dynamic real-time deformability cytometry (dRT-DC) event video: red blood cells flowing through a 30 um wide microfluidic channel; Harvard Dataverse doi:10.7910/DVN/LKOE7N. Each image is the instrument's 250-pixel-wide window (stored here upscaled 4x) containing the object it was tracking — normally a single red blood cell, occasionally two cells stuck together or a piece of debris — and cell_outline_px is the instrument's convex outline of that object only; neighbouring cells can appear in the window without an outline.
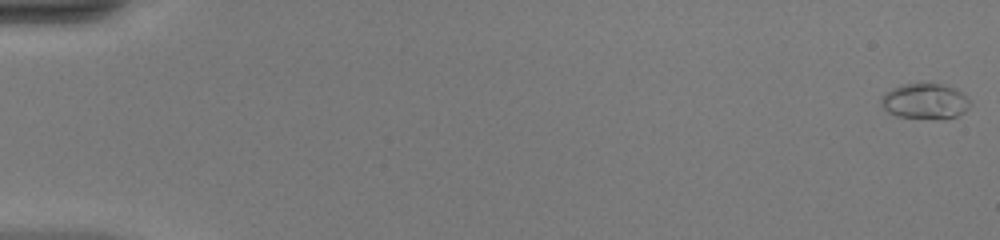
{"species": "common noctule bat (a hibernating species)", "species_latin": "Nyctalus noctula", "temperature_condition": "warm", "stored_images_in_passage": 13, "camera_frame_rate_fps": 3000, "um_per_image_px": 0.085, "animal": {"sex": "female", "body_mass_g": 20.0, "forearm_length_mm": 54.0}, "frame": {"image": 1, "passage_image": 1, "time_ms": 0.0, "image_size_px": [1000, 240], "cell_outline_px": [[972, 104], [964, 112], [956, 116], [896, 116], [888, 112], [880, 104], [880, 100], [884, 92], [900, 84], [940, 84], [956, 88]], "centroid_in_image_um": [78.57, 8.55], "position_along_channel_um": 6.4, "area_um2": 17.69}}